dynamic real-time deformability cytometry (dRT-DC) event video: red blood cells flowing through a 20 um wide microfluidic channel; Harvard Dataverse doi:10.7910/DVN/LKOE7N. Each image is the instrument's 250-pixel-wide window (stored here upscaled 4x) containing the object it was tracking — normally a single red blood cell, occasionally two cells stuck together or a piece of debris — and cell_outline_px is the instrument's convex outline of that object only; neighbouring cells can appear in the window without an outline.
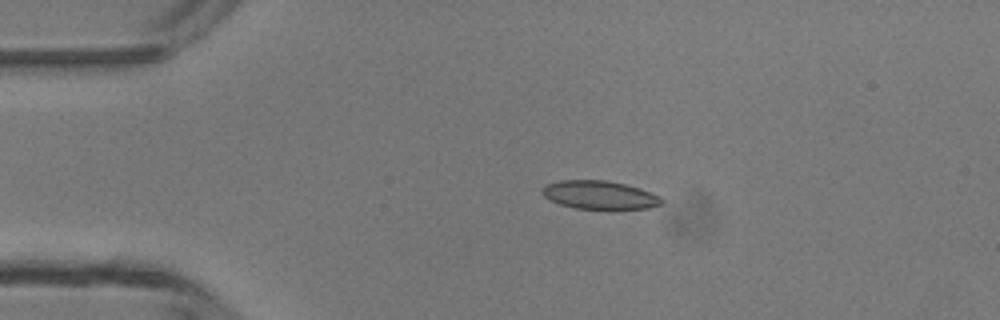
{"species": "common noctule bat (a hibernating species)", "species_latin": "Nyctalus noctula", "temperature_condition": "room temperature", "stored_images_in_passage": 3, "camera_frame_rate_fps": 3000, "um_per_image_px": 0.085, "animal": {"sex": "male", "body_mass_g": 13.3}, "frame": {"image": 1, "passage_image": 1, "time_ms": 0.0, "image_size_px": [1000, 320], "cell_outline_px": [[664, 204], [648, 208], [576, 208], [560, 204], [544, 196], [544, 184], [560, 180], [604, 180], [624, 184], [640, 188], [660, 196], [664, 200]], "centroid_in_image_um": [51.0, 16.56], "position_along_channel_um": 34.0, "area_um2": 19.42}}
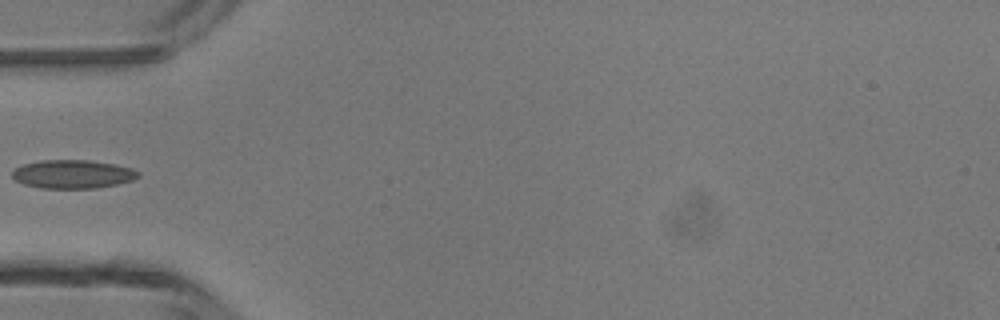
{"frame": {"image": 2, "passage_image": 3, "time_ms": 2.0, "image_size_px": [1000, 320], "cell_outline_px": [[140, 176], [132, 180], [116, 184], [96, 188], [40, 188], [24, 184], [16, 180], [12, 176], [12, 172], [16, 168], [24, 164], [40, 160], [88, 160], [116, 164], [132, 168], [140, 172]], "centroid_in_image_um": [6.2, 14.8], "position_along_channel_um": 78.8, "area_um2": 20.92}}